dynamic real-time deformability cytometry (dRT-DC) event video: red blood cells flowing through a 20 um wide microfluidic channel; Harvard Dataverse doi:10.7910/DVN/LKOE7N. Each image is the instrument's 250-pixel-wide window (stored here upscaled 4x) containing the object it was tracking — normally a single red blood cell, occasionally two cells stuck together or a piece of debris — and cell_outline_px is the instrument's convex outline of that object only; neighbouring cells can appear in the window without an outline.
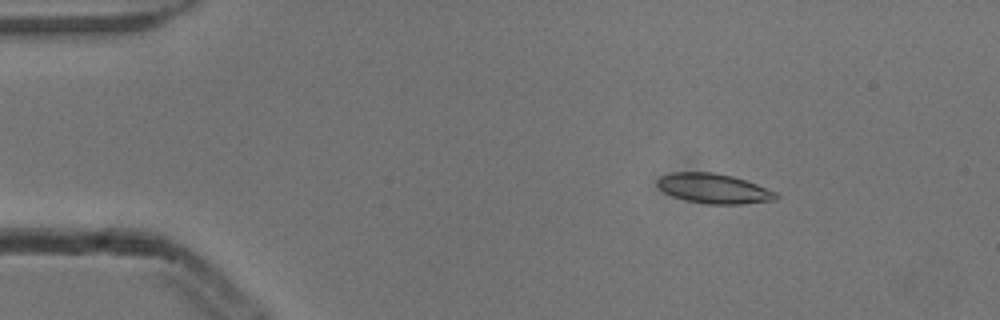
{"species": "common noctule bat (a hibernating species)", "species_latin": "Nyctalus noctula", "temperature_condition": "cold", "stored_images_in_passage": 3, "camera_frame_rate_fps": 3000, "um_per_image_px": 0.085, "animal": {"sex": "male", "body_mass_g": 13.3}, "frame": {"image": 1, "passage_image": 2, "time_ms": 0.333, "image_size_px": [1000, 320], "cell_outline_px": [[780, 196], [776, 200], [744, 204], [708, 204], [684, 200], [672, 196], [664, 192], [656, 184], [656, 180], [660, 176], [672, 172], [712, 172], [732, 176], [756, 184], [776, 192]], "centroid_in_image_um": [60.65, 16.03], "position_along_channel_um": 24.3, "area_um2": 20.69}}